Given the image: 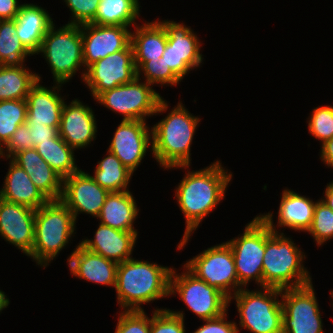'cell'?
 Instances as JSON below:
<instances>
[{
  "instance_id": "1",
  "label": "cell",
  "mask_w": 333,
  "mask_h": 333,
  "mask_svg": "<svg viewBox=\"0 0 333 333\" xmlns=\"http://www.w3.org/2000/svg\"><path fill=\"white\" fill-rule=\"evenodd\" d=\"M221 164L217 160L206 168L196 171H188L190 165L172 167L187 169L174 194L186 220L182 240L177 245L178 250L186 246L191 234L199 227L202 220L213 212L212 210L225 197L224 194L233 175Z\"/></svg>"
},
{
  "instance_id": "2",
  "label": "cell",
  "mask_w": 333,
  "mask_h": 333,
  "mask_svg": "<svg viewBox=\"0 0 333 333\" xmlns=\"http://www.w3.org/2000/svg\"><path fill=\"white\" fill-rule=\"evenodd\" d=\"M173 267L135 258L118 263L115 291L122 310H144L142 304L170 296Z\"/></svg>"
},
{
  "instance_id": "3",
  "label": "cell",
  "mask_w": 333,
  "mask_h": 333,
  "mask_svg": "<svg viewBox=\"0 0 333 333\" xmlns=\"http://www.w3.org/2000/svg\"><path fill=\"white\" fill-rule=\"evenodd\" d=\"M200 120L180 101L151 128L150 151L160 167L170 170L175 166L191 165V144Z\"/></svg>"
},
{
  "instance_id": "4",
  "label": "cell",
  "mask_w": 333,
  "mask_h": 333,
  "mask_svg": "<svg viewBox=\"0 0 333 333\" xmlns=\"http://www.w3.org/2000/svg\"><path fill=\"white\" fill-rule=\"evenodd\" d=\"M285 236L273 232L265 222L263 287L283 290L312 283V276L303 264L306 255Z\"/></svg>"
},
{
  "instance_id": "5",
  "label": "cell",
  "mask_w": 333,
  "mask_h": 333,
  "mask_svg": "<svg viewBox=\"0 0 333 333\" xmlns=\"http://www.w3.org/2000/svg\"><path fill=\"white\" fill-rule=\"evenodd\" d=\"M76 220L72 212L59 200H49L35 210V238L28 255L41 267L60 254L74 236Z\"/></svg>"
},
{
  "instance_id": "6",
  "label": "cell",
  "mask_w": 333,
  "mask_h": 333,
  "mask_svg": "<svg viewBox=\"0 0 333 333\" xmlns=\"http://www.w3.org/2000/svg\"><path fill=\"white\" fill-rule=\"evenodd\" d=\"M42 53L53 74L54 83L65 84L84 67L81 25L53 24L43 37L37 55Z\"/></svg>"
},
{
  "instance_id": "7",
  "label": "cell",
  "mask_w": 333,
  "mask_h": 333,
  "mask_svg": "<svg viewBox=\"0 0 333 333\" xmlns=\"http://www.w3.org/2000/svg\"><path fill=\"white\" fill-rule=\"evenodd\" d=\"M281 290L260 287L250 291L241 288L228 298V304L235 300L239 314V326L252 333H282Z\"/></svg>"
},
{
  "instance_id": "8",
  "label": "cell",
  "mask_w": 333,
  "mask_h": 333,
  "mask_svg": "<svg viewBox=\"0 0 333 333\" xmlns=\"http://www.w3.org/2000/svg\"><path fill=\"white\" fill-rule=\"evenodd\" d=\"M141 77L101 93L95 100L115 113H120L122 120H142L154 114H162L168 109V103Z\"/></svg>"
},
{
  "instance_id": "9",
  "label": "cell",
  "mask_w": 333,
  "mask_h": 333,
  "mask_svg": "<svg viewBox=\"0 0 333 333\" xmlns=\"http://www.w3.org/2000/svg\"><path fill=\"white\" fill-rule=\"evenodd\" d=\"M232 250L239 284L244 288L252 280L263 287L265 253V221L255 216L247 223L243 234L226 241Z\"/></svg>"
},
{
  "instance_id": "10",
  "label": "cell",
  "mask_w": 333,
  "mask_h": 333,
  "mask_svg": "<svg viewBox=\"0 0 333 333\" xmlns=\"http://www.w3.org/2000/svg\"><path fill=\"white\" fill-rule=\"evenodd\" d=\"M184 266L198 279L215 287L227 298L243 288L237 278L232 250L226 242L207 248L186 261Z\"/></svg>"
},
{
  "instance_id": "11",
  "label": "cell",
  "mask_w": 333,
  "mask_h": 333,
  "mask_svg": "<svg viewBox=\"0 0 333 333\" xmlns=\"http://www.w3.org/2000/svg\"><path fill=\"white\" fill-rule=\"evenodd\" d=\"M183 268L181 274L172 269L170 295L178 294L201 320L213 319L228 311V298L221 291L198 279L184 265Z\"/></svg>"
},
{
  "instance_id": "12",
  "label": "cell",
  "mask_w": 333,
  "mask_h": 333,
  "mask_svg": "<svg viewBox=\"0 0 333 333\" xmlns=\"http://www.w3.org/2000/svg\"><path fill=\"white\" fill-rule=\"evenodd\" d=\"M313 284L281 290L282 333H324Z\"/></svg>"
},
{
  "instance_id": "13",
  "label": "cell",
  "mask_w": 333,
  "mask_h": 333,
  "mask_svg": "<svg viewBox=\"0 0 333 333\" xmlns=\"http://www.w3.org/2000/svg\"><path fill=\"white\" fill-rule=\"evenodd\" d=\"M167 33V45L162 55L163 62L182 81L186 74L196 69L203 62L200 53L203 43L191 27L174 20H160ZM189 72V73H188Z\"/></svg>"
},
{
  "instance_id": "14",
  "label": "cell",
  "mask_w": 333,
  "mask_h": 333,
  "mask_svg": "<svg viewBox=\"0 0 333 333\" xmlns=\"http://www.w3.org/2000/svg\"><path fill=\"white\" fill-rule=\"evenodd\" d=\"M137 77L131 44L125 49L108 55L90 65L84 75V84L90 89L95 99L103 92L122 84L131 82Z\"/></svg>"
},
{
  "instance_id": "15",
  "label": "cell",
  "mask_w": 333,
  "mask_h": 333,
  "mask_svg": "<svg viewBox=\"0 0 333 333\" xmlns=\"http://www.w3.org/2000/svg\"><path fill=\"white\" fill-rule=\"evenodd\" d=\"M81 34L84 60L82 80L90 65L108 55L125 50L131 44V29L126 26L86 23L81 25Z\"/></svg>"
},
{
  "instance_id": "16",
  "label": "cell",
  "mask_w": 333,
  "mask_h": 333,
  "mask_svg": "<svg viewBox=\"0 0 333 333\" xmlns=\"http://www.w3.org/2000/svg\"><path fill=\"white\" fill-rule=\"evenodd\" d=\"M109 191L80 169L63 179L60 200L72 212L75 220L80 213L98 218Z\"/></svg>"
},
{
  "instance_id": "17",
  "label": "cell",
  "mask_w": 333,
  "mask_h": 333,
  "mask_svg": "<svg viewBox=\"0 0 333 333\" xmlns=\"http://www.w3.org/2000/svg\"><path fill=\"white\" fill-rule=\"evenodd\" d=\"M146 121L121 120L107 151L113 153L132 173L141 165L152 146V129Z\"/></svg>"
},
{
  "instance_id": "18",
  "label": "cell",
  "mask_w": 333,
  "mask_h": 333,
  "mask_svg": "<svg viewBox=\"0 0 333 333\" xmlns=\"http://www.w3.org/2000/svg\"><path fill=\"white\" fill-rule=\"evenodd\" d=\"M0 236L28 256L35 238V210L0 198Z\"/></svg>"
},
{
  "instance_id": "19",
  "label": "cell",
  "mask_w": 333,
  "mask_h": 333,
  "mask_svg": "<svg viewBox=\"0 0 333 333\" xmlns=\"http://www.w3.org/2000/svg\"><path fill=\"white\" fill-rule=\"evenodd\" d=\"M91 107L74 99L64 103L59 126V136L75 150L88 147L96 138L97 124Z\"/></svg>"
},
{
  "instance_id": "20",
  "label": "cell",
  "mask_w": 333,
  "mask_h": 333,
  "mask_svg": "<svg viewBox=\"0 0 333 333\" xmlns=\"http://www.w3.org/2000/svg\"><path fill=\"white\" fill-rule=\"evenodd\" d=\"M316 203L317 201L314 202L313 199L309 197L302 196L290 189H284L278 208V224L275 226L272 212L260 214L259 216L275 233H279L277 228L280 227H287L290 230L292 229L299 232H307L313 220Z\"/></svg>"
},
{
  "instance_id": "21",
  "label": "cell",
  "mask_w": 333,
  "mask_h": 333,
  "mask_svg": "<svg viewBox=\"0 0 333 333\" xmlns=\"http://www.w3.org/2000/svg\"><path fill=\"white\" fill-rule=\"evenodd\" d=\"M38 80L27 95V124L55 127L59 130L64 97L59 94L62 84L45 87Z\"/></svg>"
},
{
  "instance_id": "22",
  "label": "cell",
  "mask_w": 333,
  "mask_h": 333,
  "mask_svg": "<svg viewBox=\"0 0 333 333\" xmlns=\"http://www.w3.org/2000/svg\"><path fill=\"white\" fill-rule=\"evenodd\" d=\"M67 261L72 276L115 288L117 262L86 249L80 243Z\"/></svg>"
},
{
  "instance_id": "23",
  "label": "cell",
  "mask_w": 333,
  "mask_h": 333,
  "mask_svg": "<svg viewBox=\"0 0 333 333\" xmlns=\"http://www.w3.org/2000/svg\"><path fill=\"white\" fill-rule=\"evenodd\" d=\"M138 232H127L99 223L93 239L79 242L86 249L117 263L132 258Z\"/></svg>"
},
{
  "instance_id": "24",
  "label": "cell",
  "mask_w": 333,
  "mask_h": 333,
  "mask_svg": "<svg viewBox=\"0 0 333 333\" xmlns=\"http://www.w3.org/2000/svg\"><path fill=\"white\" fill-rule=\"evenodd\" d=\"M16 35L25 48L36 55L43 37L54 24L46 9L33 3H23L15 17Z\"/></svg>"
},
{
  "instance_id": "25",
  "label": "cell",
  "mask_w": 333,
  "mask_h": 333,
  "mask_svg": "<svg viewBox=\"0 0 333 333\" xmlns=\"http://www.w3.org/2000/svg\"><path fill=\"white\" fill-rule=\"evenodd\" d=\"M3 183L4 186L0 189V198L7 202L20 204L37 210L49 201L30 180L25 170L11 159Z\"/></svg>"
},
{
  "instance_id": "26",
  "label": "cell",
  "mask_w": 333,
  "mask_h": 333,
  "mask_svg": "<svg viewBox=\"0 0 333 333\" xmlns=\"http://www.w3.org/2000/svg\"><path fill=\"white\" fill-rule=\"evenodd\" d=\"M144 22L141 26L136 24L135 30L131 32L136 71L146 61H159L167 45V33L159 20Z\"/></svg>"
},
{
  "instance_id": "27",
  "label": "cell",
  "mask_w": 333,
  "mask_h": 333,
  "mask_svg": "<svg viewBox=\"0 0 333 333\" xmlns=\"http://www.w3.org/2000/svg\"><path fill=\"white\" fill-rule=\"evenodd\" d=\"M139 209L135 197L128 191L109 192L97 219L111 228L127 232H138L134 229V221Z\"/></svg>"
},
{
  "instance_id": "28",
  "label": "cell",
  "mask_w": 333,
  "mask_h": 333,
  "mask_svg": "<svg viewBox=\"0 0 333 333\" xmlns=\"http://www.w3.org/2000/svg\"><path fill=\"white\" fill-rule=\"evenodd\" d=\"M139 0H100L95 18L90 22L95 25L135 26L140 16Z\"/></svg>"
},
{
  "instance_id": "29",
  "label": "cell",
  "mask_w": 333,
  "mask_h": 333,
  "mask_svg": "<svg viewBox=\"0 0 333 333\" xmlns=\"http://www.w3.org/2000/svg\"><path fill=\"white\" fill-rule=\"evenodd\" d=\"M41 76L25 66L4 67L0 65V101L26 99L31 87Z\"/></svg>"
},
{
  "instance_id": "30",
  "label": "cell",
  "mask_w": 333,
  "mask_h": 333,
  "mask_svg": "<svg viewBox=\"0 0 333 333\" xmlns=\"http://www.w3.org/2000/svg\"><path fill=\"white\" fill-rule=\"evenodd\" d=\"M35 149L63 179L80 170L74 157L75 149L70 147L59 134L49 141L38 144Z\"/></svg>"
},
{
  "instance_id": "31",
  "label": "cell",
  "mask_w": 333,
  "mask_h": 333,
  "mask_svg": "<svg viewBox=\"0 0 333 333\" xmlns=\"http://www.w3.org/2000/svg\"><path fill=\"white\" fill-rule=\"evenodd\" d=\"M107 153L98 161L92 179L109 192L128 191L133 173L113 153Z\"/></svg>"
},
{
  "instance_id": "32",
  "label": "cell",
  "mask_w": 333,
  "mask_h": 333,
  "mask_svg": "<svg viewBox=\"0 0 333 333\" xmlns=\"http://www.w3.org/2000/svg\"><path fill=\"white\" fill-rule=\"evenodd\" d=\"M15 20H0V65L4 67L24 66L27 56L32 54L16 35Z\"/></svg>"
},
{
  "instance_id": "33",
  "label": "cell",
  "mask_w": 333,
  "mask_h": 333,
  "mask_svg": "<svg viewBox=\"0 0 333 333\" xmlns=\"http://www.w3.org/2000/svg\"><path fill=\"white\" fill-rule=\"evenodd\" d=\"M27 121V103L21 100L0 101V150L16 129Z\"/></svg>"
},
{
  "instance_id": "34",
  "label": "cell",
  "mask_w": 333,
  "mask_h": 333,
  "mask_svg": "<svg viewBox=\"0 0 333 333\" xmlns=\"http://www.w3.org/2000/svg\"><path fill=\"white\" fill-rule=\"evenodd\" d=\"M34 185L49 200H59L62 193L63 178L51 167L22 168Z\"/></svg>"
},
{
  "instance_id": "35",
  "label": "cell",
  "mask_w": 333,
  "mask_h": 333,
  "mask_svg": "<svg viewBox=\"0 0 333 333\" xmlns=\"http://www.w3.org/2000/svg\"><path fill=\"white\" fill-rule=\"evenodd\" d=\"M307 233L313 237L318 247L333 238V211L319 199L315 205L313 220Z\"/></svg>"
},
{
  "instance_id": "36",
  "label": "cell",
  "mask_w": 333,
  "mask_h": 333,
  "mask_svg": "<svg viewBox=\"0 0 333 333\" xmlns=\"http://www.w3.org/2000/svg\"><path fill=\"white\" fill-rule=\"evenodd\" d=\"M152 313L150 333H186L183 311L156 308Z\"/></svg>"
},
{
  "instance_id": "37",
  "label": "cell",
  "mask_w": 333,
  "mask_h": 333,
  "mask_svg": "<svg viewBox=\"0 0 333 333\" xmlns=\"http://www.w3.org/2000/svg\"><path fill=\"white\" fill-rule=\"evenodd\" d=\"M308 119L309 133L324 144L333 137V106L314 108Z\"/></svg>"
},
{
  "instance_id": "38",
  "label": "cell",
  "mask_w": 333,
  "mask_h": 333,
  "mask_svg": "<svg viewBox=\"0 0 333 333\" xmlns=\"http://www.w3.org/2000/svg\"><path fill=\"white\" fill-rule=\"evenodd\" d=\"M161 57L159 61H146L138 70L137 77L143 76V80L154 85L158 83L161 85H178L181 80L172 72L169 66L163 62Z\"/></svg>"
},
{
  "instance_id": "39",
  "label": "cell",
  "mask_w": 333,
  "mask_h": 333,
  "mask_svg": "<svg viewBox=\"0 0 333 333\" xmlns=\"http://www.w3.org/2000/svg\"><path fill=\"white\" fill-rule=\"evenodd\" d=\"M119 315L115 333H150L151 318L144 310H123Z\"/></svg>"
},
{
  "instance_id": "40",
  "label": "cell",
  "mask_w": 333,
  "mask_h": 333,
  "mask_svg": "<svg viewBox=\"0 0 333 333\" xmlns=\"http://www.w3.org/2000/svg\"><path fill=\"white\" fill-rule=\"evenodd\" d=\"M71 11V20L67 24L82 25L90 23L96 15L100 0H64Z\"/></svg>"
},
{
  "instance_id": "41",
  "label": "cell",
  "mask_w": 333,
  "mask_h": 333,
  "mask_svg": "<svg viewBox=\"0 0 333 333\" xmlns=\"http://www.w3.org/2000/svg\"><path fill=\"white\" fill-rule=\"evenodd\" d=\"M33 148V141H31L29 126L27 123H24L16 129L5 147L0 150V158L6 157L8 160L20 151Z\"/></svg>"
},
{
  "instance_id": "42",
  "label": "cell",
  "mask_w": 333,
  "mask_h": 333,
  "mask_svg": "<svg viewBox=\"0 0 333 333\" xmlns=\"http://www.w3.org/2000/svg\"><path fill=\"white\" fill-rule=\"evenodd\" d=\"M227 311L221 316L203 320L204 325L192 333H238L239 327L234 321H227Z\"/></svg>"
},
{
  "instance_id": "43",
  "label": "cell",
  "mask_w": 333,
  "mask_h": 333,
  "mask_svg": "<svg viewBox=\"0 0 333 333\" xmlns=\"http://www.w3.org/2000/svg\"><path fill=\"white\" fill-rule=\"evenodd\" d=\"M11 160L21 168L50 167L35 148L18 152Z\"/></svg>"
},
{
  "instance_id": "44",
  "label": "cell",
  "mask_w": 333,
  "mask_h": 333,
  "mask_svg": "<svg viewBox=\"0 0 333 333\" xmlns=\"http://www.w3.org/2000/svg\"><path fill=\"white\" fill-rule=\"evenodd\" d=\"M29 132L31 133V141H33V147L35 148L38 144L49 141V139L55 138L59 131L55 127H49L45 124L35 125L28 124Z\"/></svg>"
},
{
  "instance_id": "45",
  "label": "cell",
  "mask_w": 333,
  "mask_h": 333,
  "mask_svg": "<svg viewBox=\"0 0 333 333\" xmlns=\"http://www.w3.org/2000/svg\"><path fill=\"white\" fill-rule=\"evenodd\" d=\"M22 4L18 0H0V20H13Z\"/></svg>"
},
{
  "instance_id": "46",
  "label": "cell",
  "mask_w": 333,
  "mask_h": 333,
  "mask_svg": "<svg viewBox=\"0 0 333 333\" xmlns=\"http://www.w3.org/2000/svg\"><path fill=\"white\" fill-rule=\"evenodd\" d=\"M321 161L330 168H333V137L321 146Z\"/></svg>"
},
{
  "instance_id": "47",
  "label": "cell",
  "mask_w": 333,
  "mask_h": 333,
  "mask_svg": "<svg viewBox=\"0 0 333 333\" xmlns=\"http://www.w3.org/2000/svg\"><path fill=\"white\" fill-rule=\"evenodd\" d=\"M324 194V197L320 200L333 211V180L327 184Z\"/></svg>"
},
{
  "instance_id": "48",
  "label": "cell",
  "mask_w": 333,
  "mask_h": 333,
  "mask_svg": "<svg viewBox=\"0 0 333 333\" xmlns=\"http://www.w3.org/2000/svg\"><path fill=\"white\" fill-rule=\"evenodd\" d=\"M9 304V298L6 296L5 292L0 290V313L2 312V310L7 308Z\"/></svg>"
},
{
  "instance_id": "49",
  "label": "cell",
  "mask_w": 333,
  "mask_h": 333,
  "mask_svg": "<svg viewBox=\"0 0 333 333\" xmlns=\"http://www.w3.org/2000/svg\"><path fill=\"white\" fill-rule=\"evenodd\" d=\"M330 295H331V297L333 299V291H330ZM332 307H333V303H332Z\"/></svg>"
}]
</instances>
